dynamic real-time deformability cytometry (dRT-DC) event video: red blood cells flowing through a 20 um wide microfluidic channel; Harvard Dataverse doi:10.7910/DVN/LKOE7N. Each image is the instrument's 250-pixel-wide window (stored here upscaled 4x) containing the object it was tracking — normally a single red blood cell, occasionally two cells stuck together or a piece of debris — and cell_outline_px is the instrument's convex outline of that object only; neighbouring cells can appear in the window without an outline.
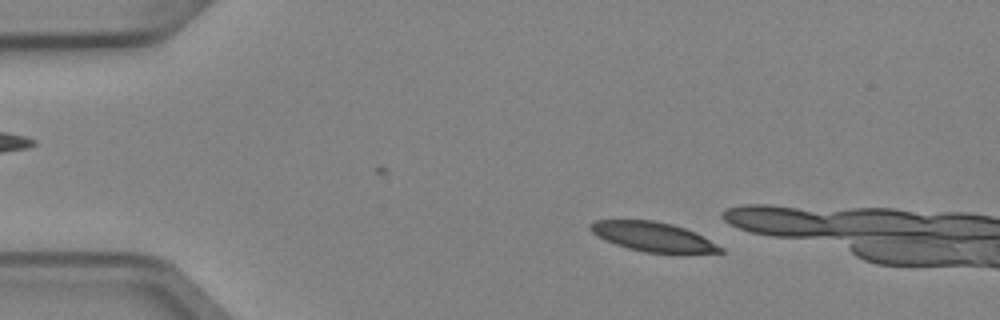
{"species": "Egyptian fruit bat (a non-hibernating species)", "species_latin": "Rousettus aegyptiacus", "temperature_condition": "cold", "stored_images_in_passage": 4, "camera_frame_rate_fps": 3000, "um_per_image_px": 0.085, "animal": {"sex": "female"}, "frame": {"image": 1, "passage_image": 2, "time_ms": 0.333, "image_size_px": [1000, 320], "cell_outline_px": [[724, 252], [644, 252], [628, 248], [616, 244], [596, 236], [588, 228], [588, 224], [596, 220], [652, 220], [672, 224], [696, 232], [704, 236], [724, 248]], "centroid_in_image_um": [55.48, 20.1], "position_along_channel_um": 29.5, "area_um2": 22.02}}